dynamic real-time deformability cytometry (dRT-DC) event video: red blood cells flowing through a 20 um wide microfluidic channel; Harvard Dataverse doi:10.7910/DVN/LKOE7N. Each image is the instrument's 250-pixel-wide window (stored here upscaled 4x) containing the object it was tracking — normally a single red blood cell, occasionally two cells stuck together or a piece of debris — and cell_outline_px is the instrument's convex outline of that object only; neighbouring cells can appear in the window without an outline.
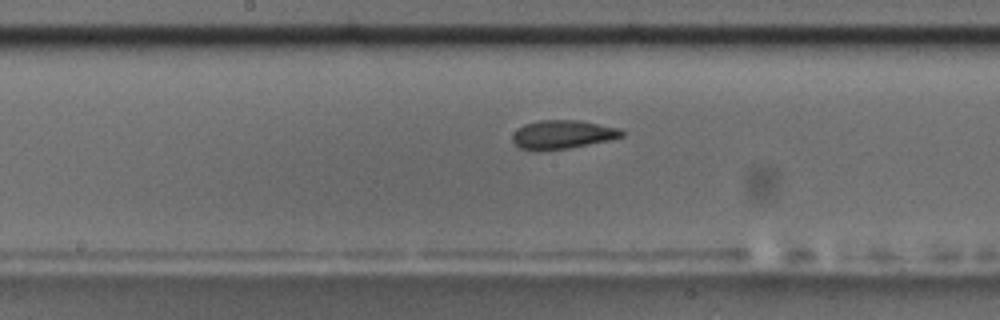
{"species": "common noctule bat (a hibernating species)", "species_latin": "Nyctalus noctula", "temperature_condition": "room temperature", "stored_images_in_passage": 38, "camera_frame_rate_fps": 3000, "um_per_image_px": 0.085, "animal": {"sex": "male", "body_mass_g": 17.5, "forearm_length_mm": 52.3}, "frame": {"image": 1, "passage_image": 22, "time_ms": 7.0, "image_size_px": [1000, 320], "cell_outline_px": [[624, 136], [608, 140], [568, 148], [520, 148], [512, 140], [512, 132], [524, 124], [540, 120], [580, 120], [620, 128], [624, 132]], "centroid_in_image_um": [47.85, 11.39], "position_along_channel_um": 200.4, "area_um2": 17.74}}